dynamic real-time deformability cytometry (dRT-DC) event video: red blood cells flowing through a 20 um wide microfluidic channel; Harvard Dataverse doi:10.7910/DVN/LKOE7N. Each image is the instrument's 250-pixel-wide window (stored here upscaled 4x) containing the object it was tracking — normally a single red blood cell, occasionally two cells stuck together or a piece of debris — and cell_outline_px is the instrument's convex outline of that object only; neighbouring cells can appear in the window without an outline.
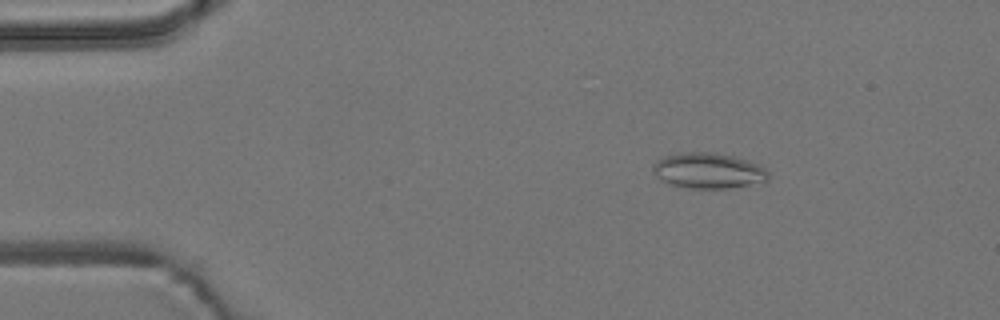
{"species": "common noctule bat (a hibernating species)", "species_latin": "Nyctalus noctula", "temperature_condition": "room temperature", "stored_images_in_passage": 6, "segment_of_instrument_passage": [1, 2], "camera_frame_rate_fps": 3000, "um_per_image_px": 0.085, "animal": {"sex": "male", "body_mass_g": 19.2, "forearm_length_mm": 51.8}, "frame": {"image": 1, "passage_image": 3, "time_ms": 2.333, "image_size_px": [1000, 320], "cell_outline_px": [[768, 180], [728, 188], [692, 188], [668, 184], [660, 180], [656, 176], [652, 168], [652, 164], [656, 160], [664, 156], [684, 152], [716, 152], [748, 160], [764, 168], [768, 172]], "centroid_in_image_um": [60.15, 14.49], "position_along_channel_um": 24.9, "area_um2": 23.81}}